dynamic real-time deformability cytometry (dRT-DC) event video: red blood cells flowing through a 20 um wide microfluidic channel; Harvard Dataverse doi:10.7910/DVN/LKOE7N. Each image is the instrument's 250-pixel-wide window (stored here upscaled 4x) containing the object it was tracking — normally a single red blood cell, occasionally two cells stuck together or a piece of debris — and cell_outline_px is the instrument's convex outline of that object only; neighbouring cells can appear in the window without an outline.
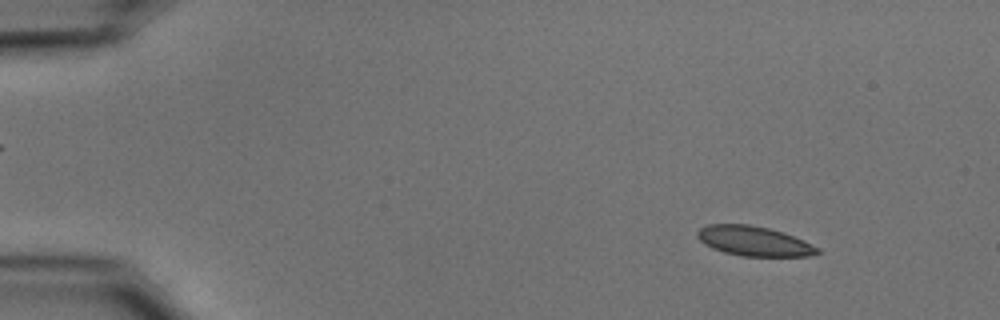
{"species": "common noctule bat (a hibernating species)", "species_latin": "Nyctalus noctula", "temperature_condition": "cold", "stored_images_in_passage": 16, "camera_frame_rate_fps": 3000, "um_per_image_px": 0.085, "animal": {"sex": "male", "body_mass_g": 15.6}, "frame": {"image": 1, "passage_image": 6, "time_ms": 1.667, "image_size_px": [1000, 320], "cell_outline_px": [[820, 252], [808, 256], [740, 256], [724, 252], [712, 248], [704, 244], [696, 236], [696, 232], [700, 228], [708, 224], [748, 224], [768, 228], [784, 232], [804, 240], [820, 248]], "centroid_in_image_um": [64.08, 20.49], "position_along_channel_um": 20.9, "area_um2": 20.92}}